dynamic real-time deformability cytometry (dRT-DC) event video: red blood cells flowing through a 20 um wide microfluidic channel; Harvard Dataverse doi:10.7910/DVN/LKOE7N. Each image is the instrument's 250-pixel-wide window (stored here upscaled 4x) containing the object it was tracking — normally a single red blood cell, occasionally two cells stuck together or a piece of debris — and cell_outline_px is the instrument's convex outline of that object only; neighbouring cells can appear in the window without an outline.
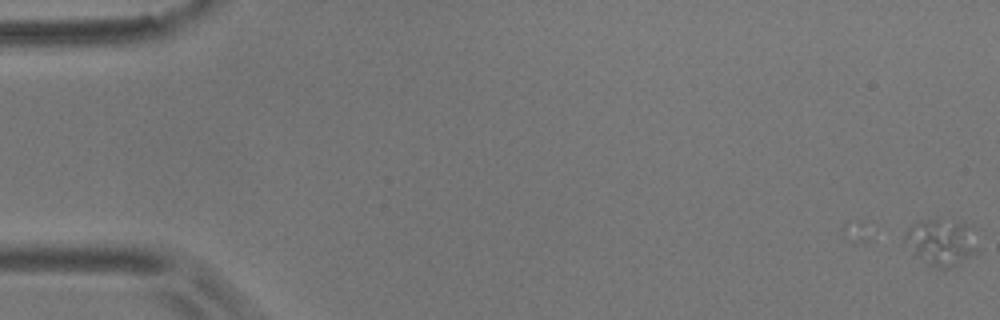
{"species": "common noctule bat (a hibernating species)", "species_latin": "Nyctalus noctula", "temperature_condition": "room temperature", "stored_images_in_passage": 6, "camera_frame_rate_fps": 3000, "um_per_image_px": 0.085, "animal": {"sex": "male", "body_mass_g": 17.9}, "frame": {"image": 1, "passage_image": 1, "time_ms": 0.0, "image_size_px": [1000, 320], "cell_outline_px": [[976, 252], [956, 264], [948, 268], [936, 268], [916, 256], [904, 240], [904, 232], [912, 224], [920, 220], [932, 216], [964, 224], [976, 248]], "centroid_in_image_um": [79.87, 20.55], "position_along_channel_um": 5.1, "area_um2": 19.02}}
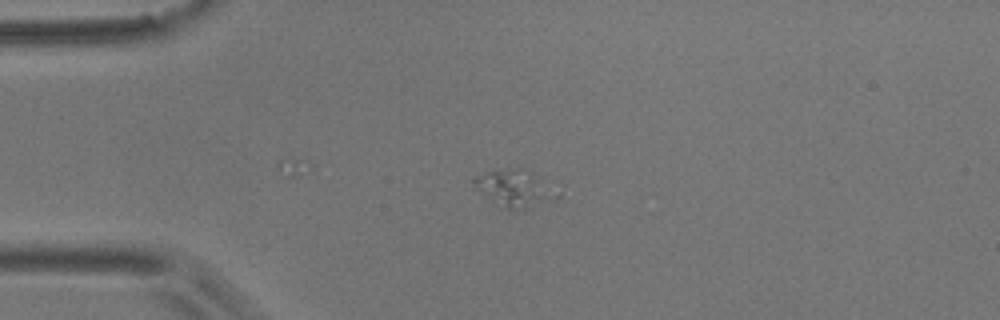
{"frame": {"image": 2, "passage_image": 5, "time_ms": 4.667, "image_size_px": [1000, 320], "cell_outline_px": [[540, 196], [524, 208], [504, 208], [492, 200], [476, 188], [472, 180], [476, 176], [488, 172], [516, 168], [520, 168], [532, 180]], "centroid_in_image_um": [43.15, 15.96], "position_along_channel_um": 41.8, "area_um2": 13.41}}
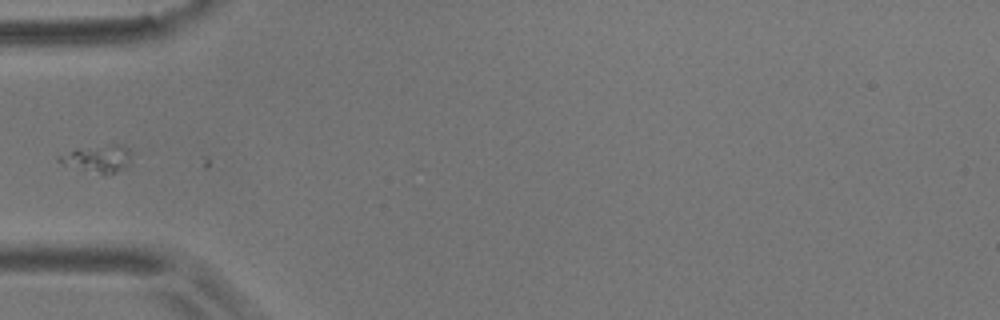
{"frame": {"image": 3, "passage_image": 6, "time_ms": 6.333, "image_size_px": [1000, 320], "cell_outline_px": [[132, 160], [124, 168], [108, 176], [56, 160], [56, 156], [76, 148], [108, 144], [124, 144], [128, 148]], "centroid_in_image_um": [8.38, 13.44], "position_along_channel_um": 76.6, "area_um2": 11.44}}